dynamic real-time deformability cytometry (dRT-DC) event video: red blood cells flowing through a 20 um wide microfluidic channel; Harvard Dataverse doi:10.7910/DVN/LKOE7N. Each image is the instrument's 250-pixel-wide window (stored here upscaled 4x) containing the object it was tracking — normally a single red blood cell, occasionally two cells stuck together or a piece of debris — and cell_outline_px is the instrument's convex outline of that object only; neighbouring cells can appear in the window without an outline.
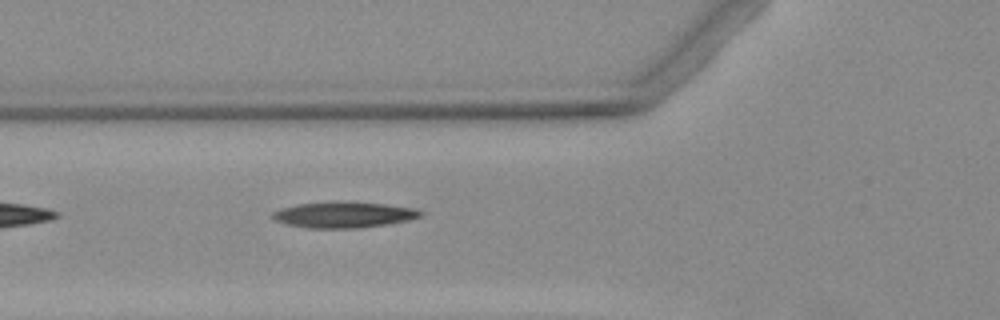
{"species": "Egyptian fruit bat (a non-hibernating species)", "species_latin": "Rousettus aegyptiacus", "temperature_condition": "warm", "stored_images_in_passage": 4, "camera_frame_rate_fps": 3000, "um_per_image_px": 0.085, "animal": {"sex": "female"}, "frame": {"image": 1, "passage_image": 4, "time_ms": 5.333, "image_size_px": [1000, 320], "cell_outline_px": [[424, 212], [420, 216], [408, 220], [392, 224], [360, 228], [308, 228], [288, 224], [276, 220], [272, 216], [272, 212], [280, 208], [296, 204], [384, 204], [412, 208]], "centroid_in_image_um": [29.23, 18.3], "position_along_channel_um": 96.6, "area_um2": 21.33}}